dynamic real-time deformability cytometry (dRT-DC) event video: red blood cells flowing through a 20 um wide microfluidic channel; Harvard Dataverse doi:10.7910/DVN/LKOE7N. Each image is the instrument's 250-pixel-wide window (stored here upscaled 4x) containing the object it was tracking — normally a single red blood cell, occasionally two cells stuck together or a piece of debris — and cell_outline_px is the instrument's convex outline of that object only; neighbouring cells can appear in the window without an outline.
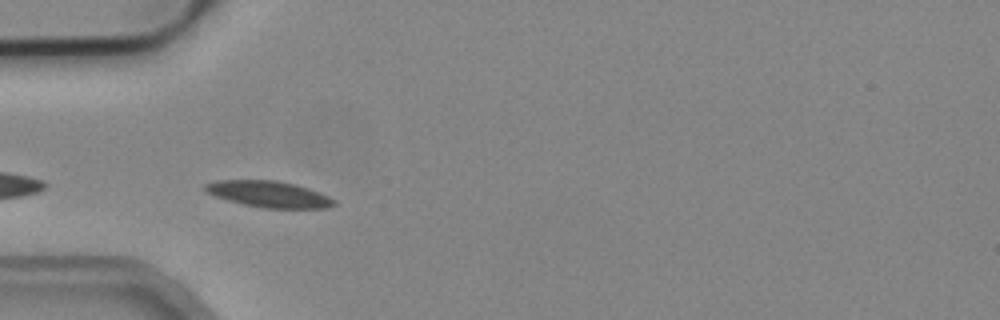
{"species": "common noctule bat (a hibernating species)", "species_latin": "Nyctalus noctula", "temperature_condition": "cold", "stored_images_in_passage": 14, "camera_frame_rate_fps": 3000, "um_per_image_px": 0.085, "animal": {"sex": "male", "body_mass_g": 19.2, "forearm_length_mm": 51.8}, "frame": {"image": 1, "passage_image": 3, "time_ms": 0.667, "image_size_px": [1000, 320], "cell_outline_px": [[336, 204], [328, 208], [264, 208], [244, 204], [228, 200], [204, 192], [204, 184], [216, 180], [276, 180], [296, 184], [320, 192], [336, 200]], "centroid_in_image_um": [22.86, 16.5], "position_along_channel_um": 62.1, "area_um2": 19.83}}